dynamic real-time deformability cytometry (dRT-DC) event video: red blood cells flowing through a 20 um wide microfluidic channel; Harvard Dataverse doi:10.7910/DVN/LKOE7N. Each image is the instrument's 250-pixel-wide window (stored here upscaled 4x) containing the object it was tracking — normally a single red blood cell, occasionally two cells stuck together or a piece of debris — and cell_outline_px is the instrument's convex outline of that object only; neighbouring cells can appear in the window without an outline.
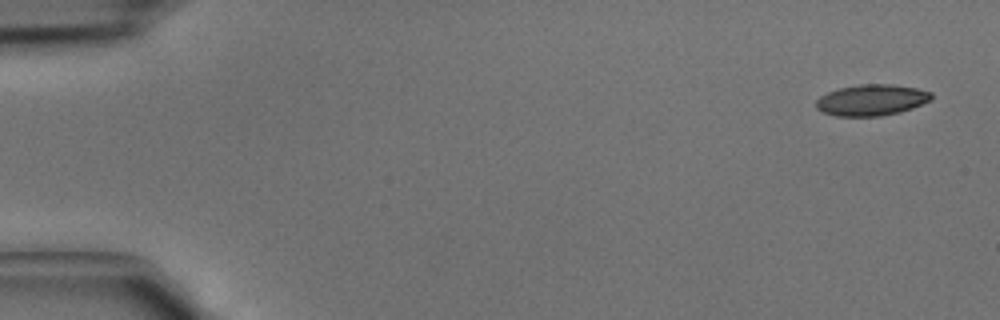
{"species": "common noctule bat (a hibernating species)", "species_latin": "Nyctalus noctula", "temperature_condition": "cold", "stored_images_in_passage": 4, "camera_frame_rate_fps": 3000, "um_per_image_px": 0.085, "animal": {"sex": "male", "body_mass_g": 15.6}, "frame": {"image": 1, "passage_image": 1, "time_ms": 0.0, "image_size_px": [1000, 320], "cell_outline_px": [[932, 100], [912, 108], [900, 112], [880, 116], [836, 116], [824, 112], [816, 108], [816, 100], [820, 96], [828, 92], [840, 88], [860, 84], [892, 84], [916, 88], [932, 92]], "centroid_in_image_um": [74.1, 8.5], "position_along_channel_um": 10.9, "area_um2": 20.92}}
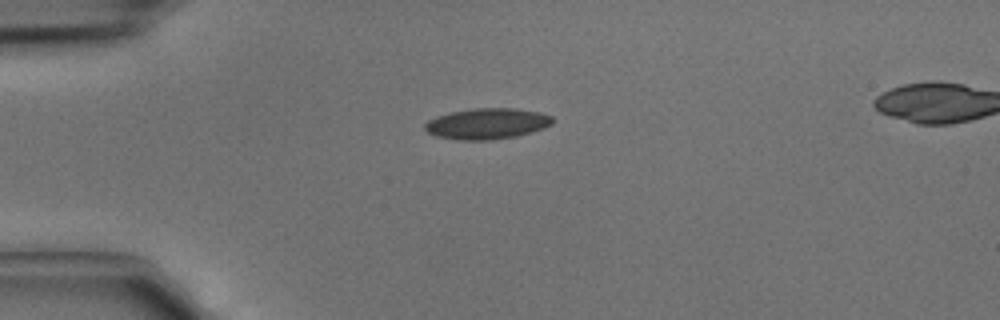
{"frame": {"image": 2, "passage_image": 3, "time_ms": 0.667, "image_size_px": [1000, 320], "cell_outline_px": [[552, 124], [544, 128], [532, 132], [516, 136], [492, 140], [460, 140], [436, 136], [428, 132], [424, 128], [424, 124], [428, 120], [436, 116], [452, 112], [472, 108], [512, 108], [540, 112], [552, 116]], "centroid_in_image_um": [41.4, 10.51], "position_along_channel_um": 43.6, "area_um2": 23.0}}